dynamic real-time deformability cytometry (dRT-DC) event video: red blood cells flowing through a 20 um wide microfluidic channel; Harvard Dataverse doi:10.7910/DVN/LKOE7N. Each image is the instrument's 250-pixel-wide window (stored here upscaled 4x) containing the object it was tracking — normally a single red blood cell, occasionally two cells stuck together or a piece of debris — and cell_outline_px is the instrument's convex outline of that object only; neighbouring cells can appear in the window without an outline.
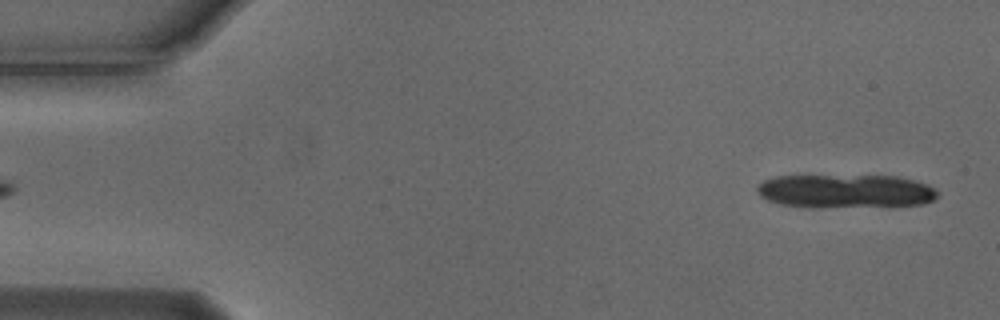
{"species": "Egyptian fruit bat (a non-hibernating species)", "species_latin": "Rousettus aegyptiacus", "temperature_condition": "cold", "stored_images_in_passage": 12, "camera_frame_rate_fps": 3000, "um_per_image_px": 0.085, "animal": {"sex": "male"}, "frame": {"image": 1, "passage_image": 2, "time_ms": 0.333, "image_size_px": [1000, 320], "cell_outline_px": [[940, 196], [936, 200], [924, 204], [892, 208], [812, 208], [780, 204], [768, 200], [760, 196], [756, 192], [756, 184], [764, 180], [776, 176], [896, 176], [916, 180], [928, 184], [936, 188], [940, 192]], "centroid_in_image_um": [71.97, 16.29], "position_along_channel_um": 13.0, "area_um2": 36.99}}